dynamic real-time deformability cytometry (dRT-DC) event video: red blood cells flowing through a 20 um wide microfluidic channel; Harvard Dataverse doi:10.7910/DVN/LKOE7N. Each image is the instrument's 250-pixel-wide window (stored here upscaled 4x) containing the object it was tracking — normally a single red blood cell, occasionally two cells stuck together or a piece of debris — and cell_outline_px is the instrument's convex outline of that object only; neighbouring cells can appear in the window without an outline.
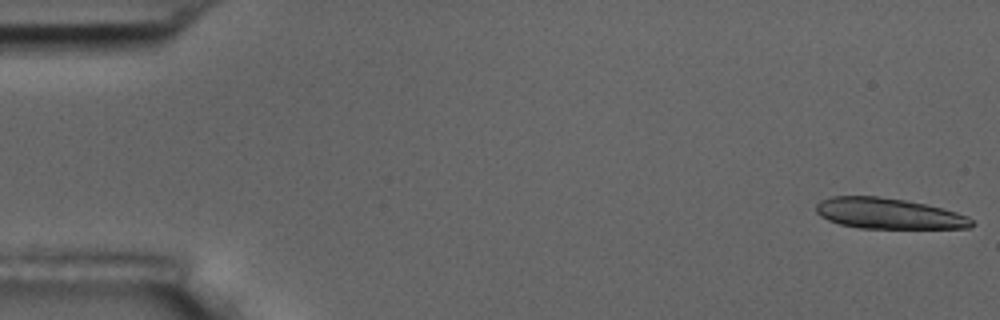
{"species": "common noctule bat (a hibernating species)", "species_latin": "Nyctalus noctula", "temperature_condition": "room temperature", "stored_images_in_passage": 15, "segment_of_instrument_passage": [1, 2], "camera_frame_rate_fps": 3000, "um_per_image_px": 0.085, "animal": {"sex": "male", "body_mass_g": 17.5, "forearm_length_mm": 52.3}, "frame": {"image": 1, "passage_image": 1, "time_ms": 0.0, "image_size_px": [1000, 320], "cell_outline_px": [[976, 224], [972, 228], [860, 228], [840, 224], [828, 220], [820, 216], [816, 212], [816, 204], [820, 200], [832, 196], [876, 196], [904, 200], [924, 204], [956, 212], [968, 216]], "centroid_in_image_um": [75.52, 18.15], "position_along_channel_um": 9.5, "area_um2": 27.8}}